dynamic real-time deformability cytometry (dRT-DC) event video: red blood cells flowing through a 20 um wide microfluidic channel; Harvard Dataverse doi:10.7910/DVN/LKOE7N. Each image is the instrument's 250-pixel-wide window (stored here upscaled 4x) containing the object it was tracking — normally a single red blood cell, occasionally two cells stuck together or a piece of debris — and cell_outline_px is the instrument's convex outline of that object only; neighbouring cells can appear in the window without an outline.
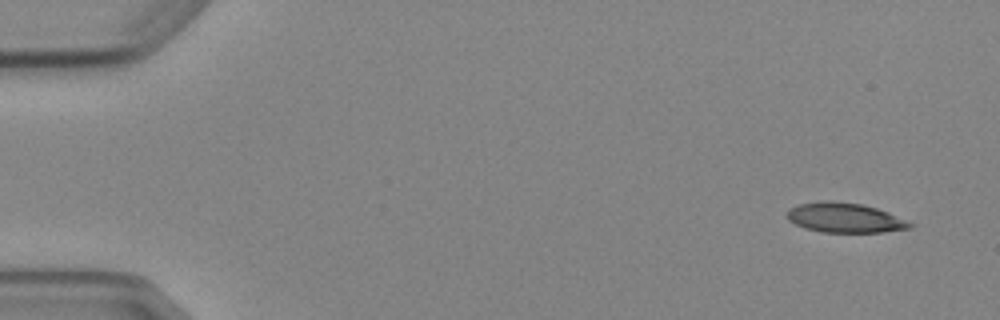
{"species": "Egyptian fruit bat (a non-hibernating species)", "species_latin": "Rousettus aegyptiacus", "temperature_condition": "cold", "stored_images_in_passage": 6, "segment_of_instrument_passage": [2, 2], "camera_frame_rate_fps": 3000, "um_per_image_px": 0.085, "animal": {"sex": "female"}, "frame": {"image": 1, "passage_image": 6, "time_ms": 6.0, "image_size_px": [1000, 320], "cell_outline_px": [[916, 224], [912, 228], [884, 232], [820, 232], [804, 228], [788, 220], [788, 208], [800, 204], [824, 200], [832, 200], [860, 204], [876, 208], [888, 212]], "centroid_in_image_um": [71.83, 18.51], "position_along_channel_um": 13.2, "area_um2": 21.39}}